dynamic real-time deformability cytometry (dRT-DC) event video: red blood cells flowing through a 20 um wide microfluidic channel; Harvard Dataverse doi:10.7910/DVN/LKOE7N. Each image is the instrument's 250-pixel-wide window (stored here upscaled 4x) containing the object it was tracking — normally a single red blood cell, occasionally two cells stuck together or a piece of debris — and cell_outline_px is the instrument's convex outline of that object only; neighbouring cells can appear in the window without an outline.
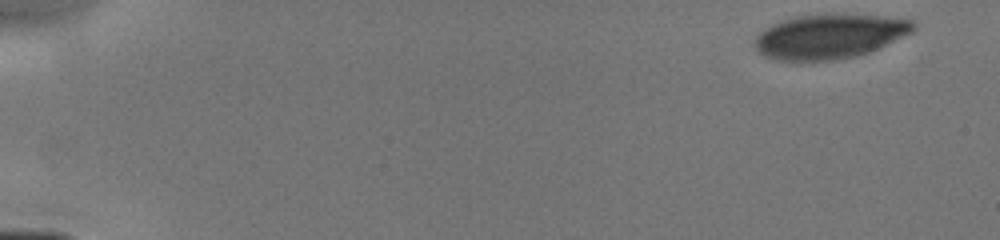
{"species": "human", "species_latin": "Homo sapiens", "temperature_condition": "cold", "stored_images_in_passage": 12, "camera_frame_rate_fps": 3000, "um_per_image_px": 0.085, "donor": {"sex": "male"}, "frame": {"image": 1, "passage_image": 1, "time_ms": 0.0, "image_size_px": [1000, 240], "cell_outline_px": [[916, 28], [912, 32], [868, 52], [856, 56], [832, 60], [776, 60], [764, 56], [756, 48], [756, 32], [772, 24], [796, 16], [884, 16], [912, 20], [916, 24]], "centroid_in_image_um": [70.49, 3.11], "position_along_channel_um": 14.5, "area_um2": 40.11}}
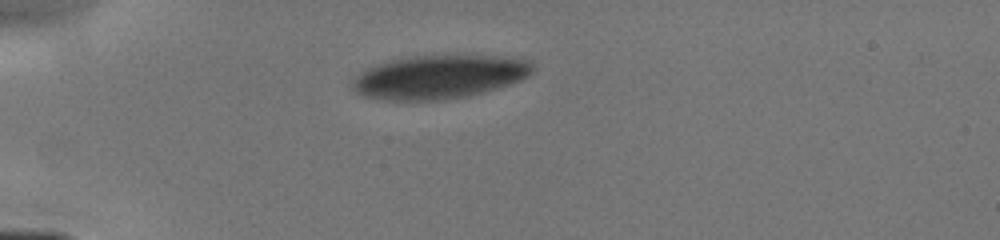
{"frame": {"image": 2, "passage_image": 8, "time_ms": 3.667, "image_size_px": [1000, 240], "cell_outline_px": [[536, 68], [528, 76], [520, 80], [484, 92], [468, 96], [444, 100], [380, 100], [360, 96], [348, 84], [364, 68], [400, 56], [500, 56], [528, 60]], "centroid_in_image_um": [37.24, 6.54], "position_along_channel_um": 47.8, "area_um2": 46.3}}
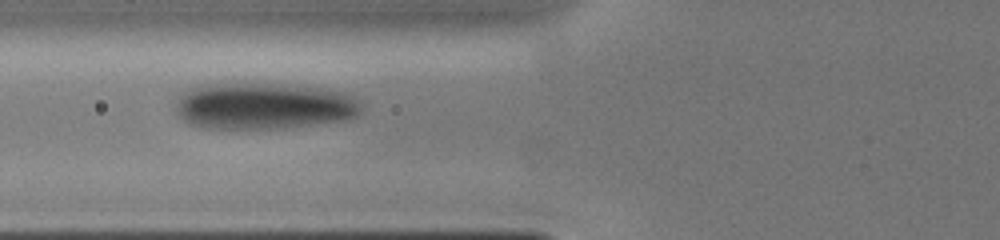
{"frame": {"image": 3, "passage_image": 11, "time_ms": 5.667, "image_size_px": [1000, 240], "cell_outline_px": [[360, 112], [356, 116], [348, 120], [284, 128], [212, 128], [188, 124], [176, 112], [176, 100], [180, 92], [188, 88], [200, 84], [264, 84], [328, 88], [344, 92], [352, 96], [360, 104]], "centroid_in_image_um": [22.39, 9.01], "position_along_channel_um": 103.4, "area_um2": 50.46}}